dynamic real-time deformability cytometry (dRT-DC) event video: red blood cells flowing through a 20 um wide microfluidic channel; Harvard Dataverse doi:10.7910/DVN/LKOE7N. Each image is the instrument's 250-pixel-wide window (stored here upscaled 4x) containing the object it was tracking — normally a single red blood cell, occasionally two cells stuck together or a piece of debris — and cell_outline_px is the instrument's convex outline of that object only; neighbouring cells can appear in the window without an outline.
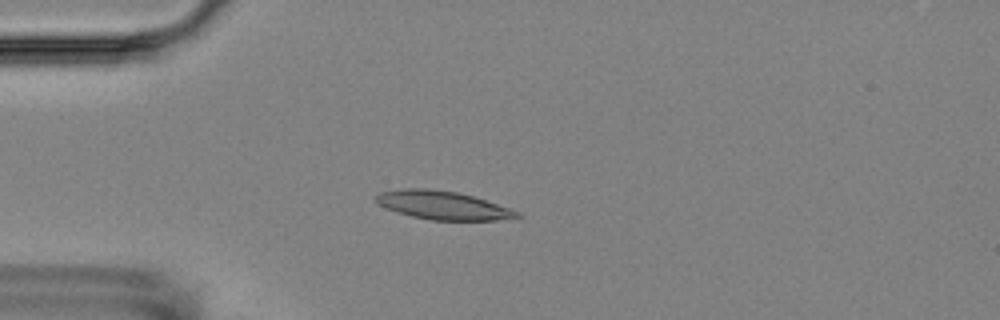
{"species": "Egyptian fruit bat (a non-hibernating species)", "species_latin": "Rousettus aegyptiacus", "temperature_condition": "room temperature", "stored_images_in_passage": 4, "camera_frame_rate_fps": 3000, "um_per_image_px": 0.085, "animal": {"sex": "female"}, "frame": {"image": 1, "passage_image": 4, "time_ms": 4.0, "image_size_px": [1000, 320], "cell_outline_px": [[520, 216], [496, 220], [432, 220], [412, 216], [396, 212], [380, 204], [372, 196], [380, 192], [404, 188], [428, 188], [456, 192], [472, 196], [520, 212]], "centroid_in_image_um": [37.57, 17.44], "position_along_channel_um": 47.4, "area_um2": 23.0}}